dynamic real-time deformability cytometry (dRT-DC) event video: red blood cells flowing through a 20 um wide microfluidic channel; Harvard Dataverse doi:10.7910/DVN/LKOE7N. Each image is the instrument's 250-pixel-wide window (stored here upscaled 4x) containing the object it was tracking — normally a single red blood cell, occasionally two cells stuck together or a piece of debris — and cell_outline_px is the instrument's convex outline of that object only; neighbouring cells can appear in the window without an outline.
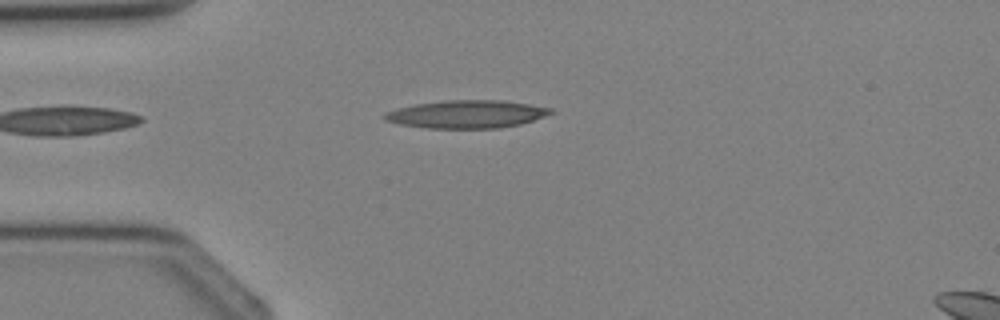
{"species": "Egyptian fruit bat (a non-hibernating species)", "species_latin": "Rousettus aegyptiacus", "temperature_condition": "cold", "stored_images_in_passage": 3, "segment_of_instrument_passage": [1, 2], "camera_frame_rate_fps": 3000, "um_per_image_px": 0.085, "animal": {"sex": "female"}, "frame": {"image": 1, "passage_image": 2, "time_ms": 1.0, "image_size_px": [1000, 320], "cell_outline_px": [[556, 112], [520, 124], [500, 128], [424, 128], [400, 124], [384, 120], [384, 112], [396, 108], [416, 104], [444, 100], [500, 100], [528, 104], [552, 108]], "centroid_in_image_um": [39.65, 9.7], "position_along_channel_um": 45.4, "area_um2": 26.99}}